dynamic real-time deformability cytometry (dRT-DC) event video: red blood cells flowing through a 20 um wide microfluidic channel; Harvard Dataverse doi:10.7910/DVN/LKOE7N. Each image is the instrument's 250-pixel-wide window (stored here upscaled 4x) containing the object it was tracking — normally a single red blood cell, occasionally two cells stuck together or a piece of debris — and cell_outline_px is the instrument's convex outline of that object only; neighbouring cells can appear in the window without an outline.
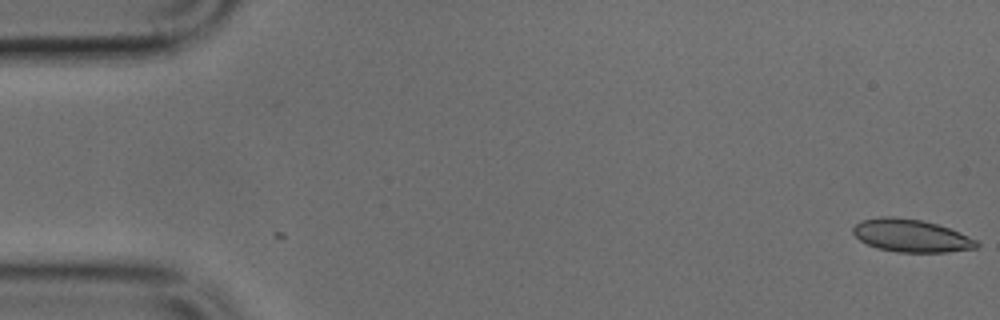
{"species": "common noctule bat (a hibernating species)", "species_latin": "Nyctalus noctula", "temperature_condition": "cold", "stored_images_in_passage": 2, "camera_frame_rate_fps": 3000, "um_per_image_px": 0.085, "animal": {"sex": "male", "body_mass_g": 17.9, "forearm_length_mm": 54.2}, "frame": {"image": 1, "passage_image": 2, "time_ms": 0.333, "image_size_px": [1000, 320], "cell_outline_px": [[980, 244], [976, 248], [948, 252], [896, 252], [876, 248], [860, 240], [852, 232], [852, 228], [856, 224], [864, 220], [880, 216], [892, 216], [924, 220], [960, 232], [976, 240]], "centroid_in_image_um": [77.44, 20.03], "position_along_channel_um": 7.6, "area_um2": 23.58}}